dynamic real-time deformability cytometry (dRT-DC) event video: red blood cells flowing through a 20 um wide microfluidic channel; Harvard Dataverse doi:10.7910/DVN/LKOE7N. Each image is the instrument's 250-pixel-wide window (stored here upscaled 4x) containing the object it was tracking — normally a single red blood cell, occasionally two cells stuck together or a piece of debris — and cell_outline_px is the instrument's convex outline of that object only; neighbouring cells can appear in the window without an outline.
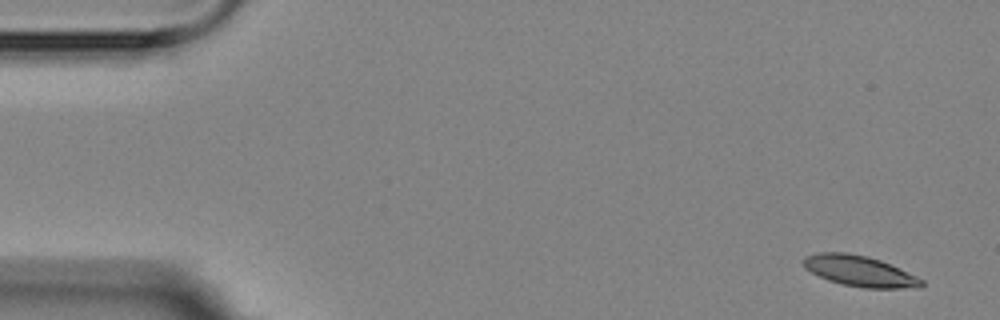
{"species": "Egyptian fruit bat (a non-hibernating species)", "species_latin": "Rousettus aegyptiacus", "temperature_condition": "room temperature", "stored_images_in_passage": 6, "segment_of_instrument_passage": [2, 2], "camera_frame_rate_fps": 3000, "um_per_image_px": 0.085, "animal": {"sex": "female"}, "frame": {"image": 1, "passage_image": 6, "time_ms": 6.667, "image_size_px": [1000, 320], "cell_outline_px": [[924, 284], [920, 288], [864, 288], [840, 284], [828, 280], [804, 268], [804, 256], [816, 252], [848, 252], [868, 256], [880, 260], [916, 276], [924, 280]], "centroid_in_image_um": [73.06, 23.04], "position_along_channel_um": 11.9, "area_um2": 21.21}}